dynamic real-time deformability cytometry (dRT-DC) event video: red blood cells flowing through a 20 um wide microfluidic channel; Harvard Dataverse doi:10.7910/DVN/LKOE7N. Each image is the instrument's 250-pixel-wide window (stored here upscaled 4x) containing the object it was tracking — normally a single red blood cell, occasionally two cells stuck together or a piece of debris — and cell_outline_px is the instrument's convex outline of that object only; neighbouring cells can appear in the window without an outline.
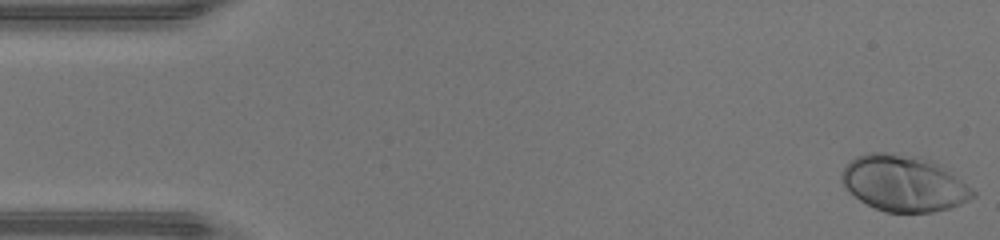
{"species": "human", "species_latin": "Homo sapiens", "temperature_condition": "warm", "stored_images_in_passage": 46, "camera_frame_rate_fps": 3000, "um_per_image_px": 0.085, "donor": {"sex": "male"}, "frame": {"image": 1, "passage_image": 1, "time_ms": 0.0, "image_size_px": [1000, 240], "cell_outline_px": [[976, 196], [952, 208], [932, 212], [884, 212], [860, 200], [844, 188], [840, 180], [840, 176], [844, 168], [856, 156], [868, 152], [884, 152], [920, 156], [932, 160], [972, 188], [976, 192]], "centroid_in_image_um": [76.8, 15.58], "position_along_channel_um": 8.2, "area_um2": 42.89}}
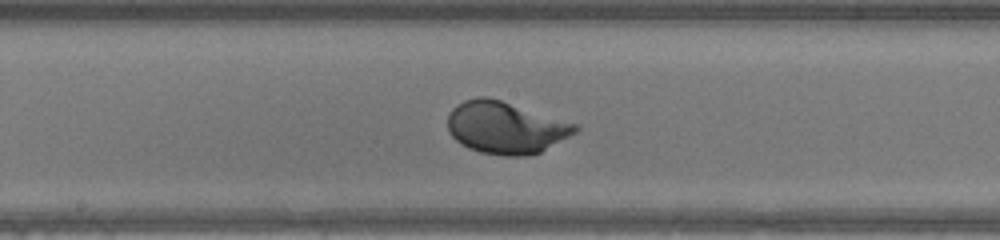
{"frame": {"image": 2, "passage_image": 24, "time_ms": 7.667, "image_size_px": [1000, 240], "cell_outline_px": [[580, 128], [576, 132], [540, 152], [528, 156], [504, 156], [480, 152], [468, 148], [460, 144], [448, 132], [448, 112], [456, 104], [464, 100], [476, 96], [488, 96], [576, 124]], "centroid_in_image_um": [42.92, 10.84], "position_along_channel_um": 205.3, "area_um2": 38.67}}
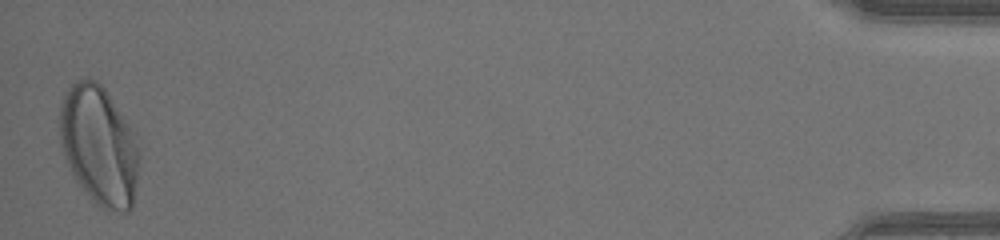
{"frame": {"image": 3, "passage_image": 46, "time_ms": 15.0, "image_size_px": [1000, 240], "cell_outline_px": [[140, 156], [132, 208], [128, 212], [108, 212], [96, 204], [88, 196], [76, 180], [68, 164], [60, 144], [60, 108], [64, 92], [76, 80], [88, 76], [96, 80], [104, 88], [136, 132]], "centroid_in_image_um": [8.44, 12.36], "position_along_channel_um": 426.8, "area_um2": 55.89}, "authors_computed_cell_mechanics": {"area_um2": 38.7549, "velocity_mm_per_s": 4.4028, "shape_relaxation_time_tau1_ms": 1.6915, "shape_relaxation_time_tau2_ms": null, "deformation_change_tau1": 0.1591, "deformation_change_tau2": null}}